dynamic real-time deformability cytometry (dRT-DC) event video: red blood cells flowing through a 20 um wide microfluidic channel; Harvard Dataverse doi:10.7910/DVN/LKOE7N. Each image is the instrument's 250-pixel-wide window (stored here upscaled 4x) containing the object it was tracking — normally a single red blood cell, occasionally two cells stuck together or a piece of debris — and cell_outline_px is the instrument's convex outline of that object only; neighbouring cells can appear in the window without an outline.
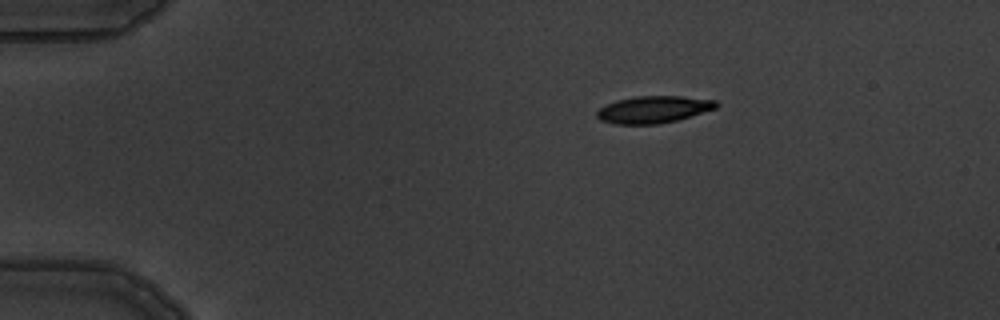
{"species": "common noctule bat (a hibernating species)", "species_latin": "Nyctalus noctula", "temperature_condition": "warm", "stored_images_in_passage": 6, "camera_frame_rate_fps": 3000, "um_per_image_px": 0.085, "animal": {"sex": "male", "body_mass_g": 19.5, "forearm_length_mm": 54.6}, "frame": {"image": 1, "passage_image": 4, "time_ms": 3.333, "image_size_px": [1000, 320], "cell_outline_px": [[720, 104], [716, 108], [676, 120], [660, 124], [616, 124], [600, 120], [596, 116], [596, 112], [600, 108], [616, 100], [636, 96], [680, 96], [716, 100]], "centroid_in_image_um": [55.54, 9.3], "position_along_channel_um": 29.5, "area_um2": 18.73}}